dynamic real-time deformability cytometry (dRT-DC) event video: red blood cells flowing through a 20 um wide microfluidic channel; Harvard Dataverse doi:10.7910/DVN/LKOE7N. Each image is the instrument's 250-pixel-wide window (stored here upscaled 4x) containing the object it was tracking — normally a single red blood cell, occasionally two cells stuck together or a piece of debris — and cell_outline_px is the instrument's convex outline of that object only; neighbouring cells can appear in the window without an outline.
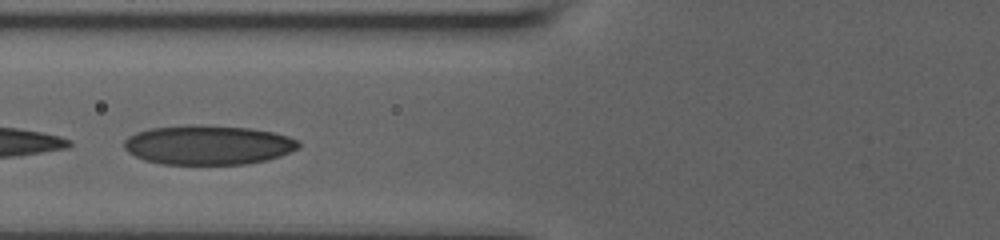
{"species": "human", "species_latin": "Homo sapiens", "temperature_condition": "room temperature", "stored_images_in_passage": 30, "camera_frame_rate_fps": 3000, "um_per_image_px": 0.085, "donor": {"sex": "male"}, "frame": {"image": 1, "passage_image": 6, "time_ms": 1.667, "image_size_px": [1000, 240], "cell_outline_px": [[300, 148], [280, 156], [268, 160], [248, 164], [164, 164], [144, 160], [128, 152], [124, 148], [124, 140], [128, 136], [136, 132], [152, 128], [188, 124], [248, 128], [272, 132], [288, 136], [300, 140]], "centroid_in_image_um": [17.7, 12.32], "position_along_channel_um": 108.1, "area_um2": 40.23}}
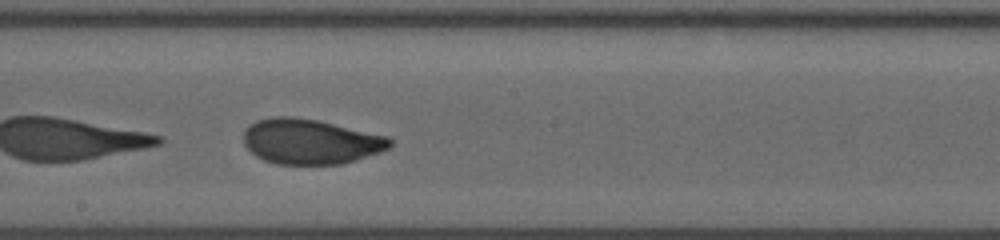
{"frame": {"image": 2, "passage_image": 15, "time_ms": 4.667, "image_size_px": [1000, 240], "cell_outline_px": [[392, 144], [388, 148], [380, 152], [356, 160], [340, 164], [276, 164], [264, 160], [256, 156], [244, 144], [244, 132], [256, 120], [272, 116], [288, 116], [316, 120], [388, 136], [392, 140]], "centroid_in_image_um": [26.39, 12.03], "position_along_channel_um": 221.8, "area_um2": 38.26}}
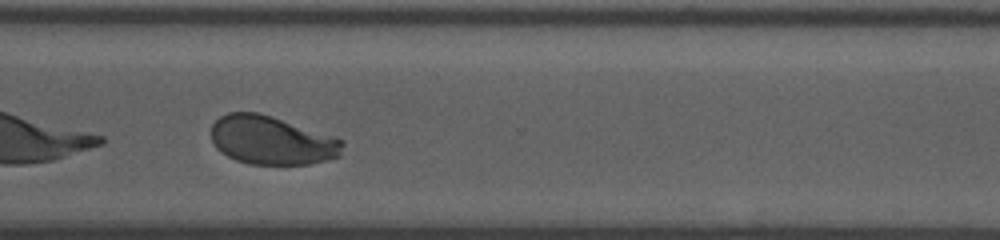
{"frame": {"image": 3, "passage_image": 25, "time_ms": 8.0, "image_size_px": [1000, 240], "cell_outline_px": [[344, 144], [340, 156], [308, 164], [248, 164], [236, 160], [220, 152], [216, 148], [212, 140], [212, 124], [220, 116], [228, 112], [256, 112], [272, 116], [344, 140]], "centroid_in_image_um": [23.07, 11.93], "position_along_channel_um": 347.5, "area_um2": 37.05}, "authors_computed_cell_mechanics": {"area_um2": 38.2636, "velocity_mm_per_s": 3.7764, "shape_relaxation_time_tau1_ms": 1.8511, "shape_relaxation_time_tau2_ms": 1.1704, "deformation_change_tau1": 0.3299, "deformation_change_tau2": 0.0606}}